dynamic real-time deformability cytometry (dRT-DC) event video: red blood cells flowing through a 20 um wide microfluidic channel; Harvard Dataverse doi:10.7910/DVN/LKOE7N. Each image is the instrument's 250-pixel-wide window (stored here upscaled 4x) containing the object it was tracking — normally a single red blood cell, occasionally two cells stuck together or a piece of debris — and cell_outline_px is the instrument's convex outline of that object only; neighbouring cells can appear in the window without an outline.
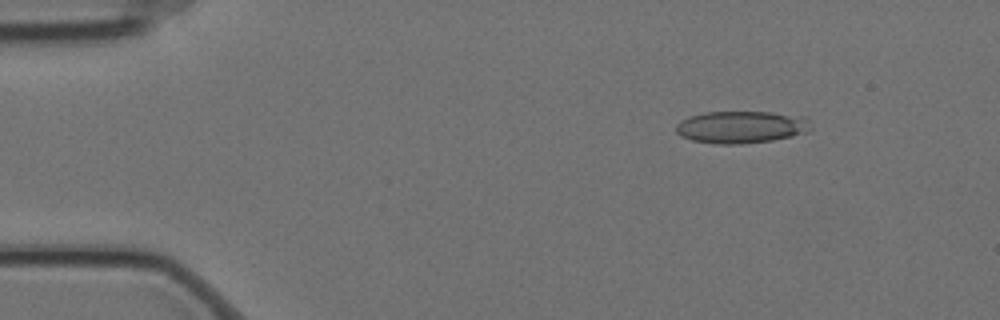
{"species": "Egyptian fruit bat (a non-hibernating species)", "species_latin": "Rousettus aegyptiacus", "temperature_condition": "cold", "stored_images_in_passage": 4, "camera_frame_rate_fps": 3000, "um_per_image_px": 0.085, "animal": {"sex": "female"}, "frame": {"image": 1, "passage_image": 1, "time_ms": 0.0, "image_size_px": [1000, 320], "cell_outline_px": [[812, 128], [808, 132], [792, 136], [772, 140], [740, 144], [716, 144], [692, 140], [680, 136], [676, 132], [676, 124], [680, 120], [688, 116], [708, 112], [768, 112], [808, 116]], "centroid_in_image_um": [63.03, 10.79], "position_along_channel_um": 22.0, "area_um2": 25.61}}